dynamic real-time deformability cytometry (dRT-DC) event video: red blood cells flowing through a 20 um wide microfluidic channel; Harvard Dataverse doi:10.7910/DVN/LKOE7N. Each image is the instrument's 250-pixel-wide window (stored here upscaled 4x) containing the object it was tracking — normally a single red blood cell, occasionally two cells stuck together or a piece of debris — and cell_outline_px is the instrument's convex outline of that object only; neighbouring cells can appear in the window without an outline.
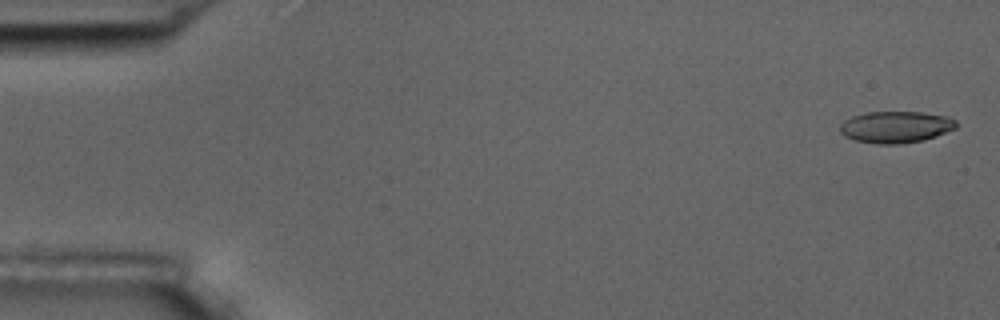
{"species": "common noctule bat (a hibernating species)", "species_latin": "Nyctalus noctula", "temperature_condition": "room temperature", "stored_images_in_passage": 5, "camera_frame_rate_fps": 3000, "um_per_image_px": 0.085, "animal": {"sex": "male", "body_mass_g": 17.5, "forearm_length_mm": 52.3}, "frame": {"image": 1, "passage_image": 1, "time_ms": 0.0, "image_size_px": [1000, 320], "cell_outline_px": [[960, 124], [956, 128], [936, 136], [924, 140], [896, 144], [876, 144], [856, 140], [844, 136], [840, 132], [840, 124], [844, 120], [852, 116], [868, 112], [920, 112], [948, 116], [956, 120]], "centroid_in_image_um": [76.16, 10.79], "position_along_channel_um": 8.8, "area_um2": 21.56}}
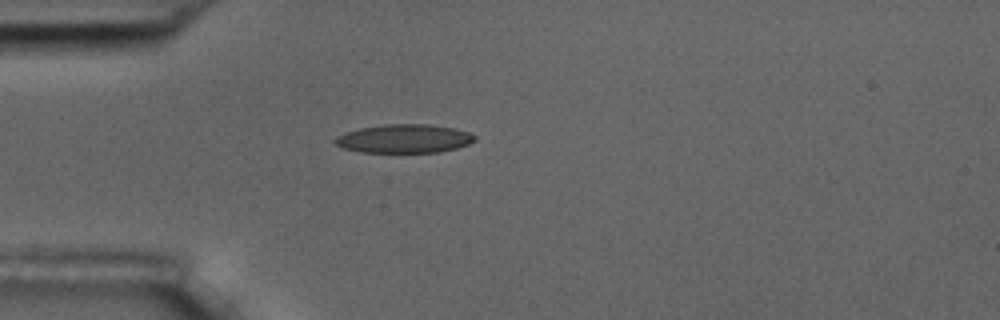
{"frame": {"image": 2, "passage_image": 5, "time_ms": 4.667, "image_size_px": [1000, 320], "cell_outline_px": [[476, 140], [468, 144], [456, 148], [440, 152], [360, 152], [344, 148], [336, 144], [332, 140], [336, 136], [344, 132], [360, 128], [384, 124], [428, 124], [452, 128], [468, 132], [476, 136]], "centroid_in_image_um": [34.33, 11.78], "position_along_channel_um": 50.7, "area_um2": 23.29}}